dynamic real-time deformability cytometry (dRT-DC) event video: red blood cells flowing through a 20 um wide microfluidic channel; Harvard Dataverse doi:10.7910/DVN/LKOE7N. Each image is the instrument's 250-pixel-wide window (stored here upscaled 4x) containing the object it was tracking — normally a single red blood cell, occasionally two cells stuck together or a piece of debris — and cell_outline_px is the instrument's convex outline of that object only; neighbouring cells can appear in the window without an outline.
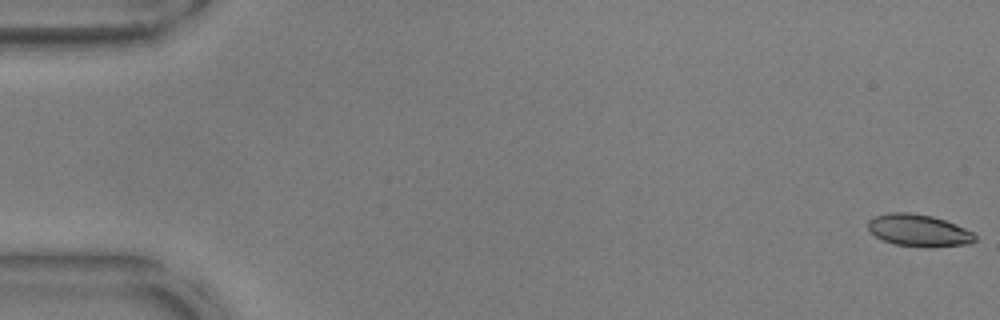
{"species": "common noctule bat (a hibernating species)", "species_latin": "Nyctalus noctula", "temperature_condition": "warm", "stored_images_in_passage": 54, "camera_frame_rate_fps": 3000, "um_per_image_px": 0.085, "animal": {"sex": "male", "body_mass_g": 17.9, "forearm_length_mm": 54.2}, "frame": {"image": 1, "passage_image": 1, "time_ms": 0.0, "image_size_px": [1000, 320], "cell_outline_px": [[976, 240], [968, 244], [928, 248], [924, 248], [896, 244], [884, 240], [876, 236], [868, 228], [868, 220], [876, 216], [888, 212], [912, 212], [932, 216], [956, 224], [972, 232], [976, 236]], "centroid_in_image_um": [78.1, 19.59], "position_along_channel_um": 6.9, "area_um2": 20.06}}
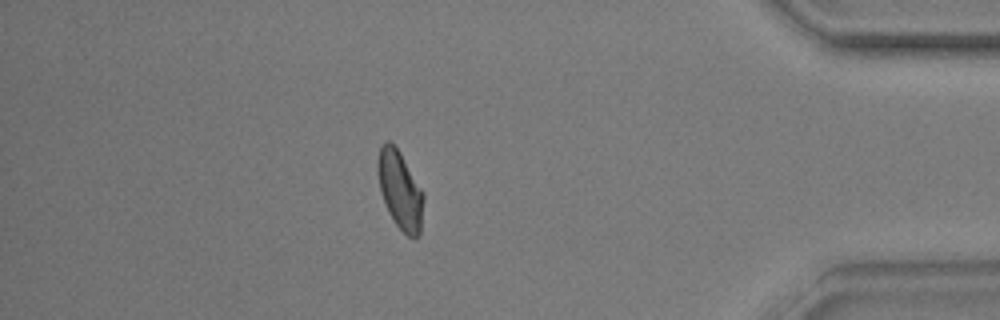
{"frame": {"image": 2, "passage_image": 47, "time_ms": 15.333, "image_size_px": [1000, 320], "cell_outline_px": [[424, 200], [420, 236], [408, 236], [396, 224], [388, 212], [380, 192], [376, 172], [376, 160], [380, 148], [384, 140], [388, 140], [400, 152], [424, 192]], "centroid_in_image_um": [33.99, 16.13], "position_along_channel_um": 401.2, "area_um2": 21.1}}
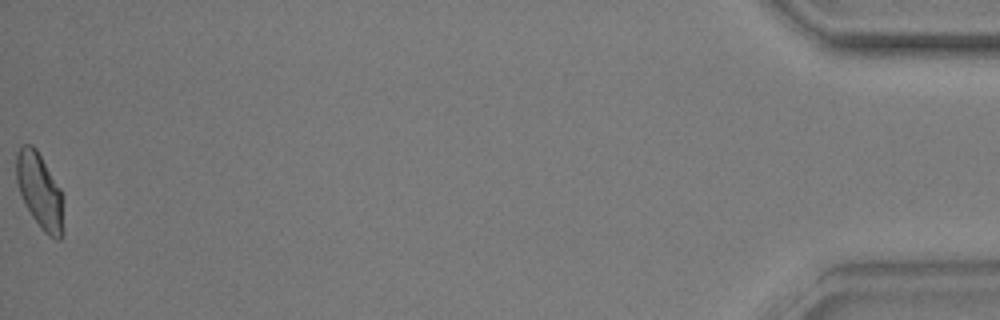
{"frame": {"image": 3, "passage_image": 54, "time_ms": 17.667, "image_size_px": [1000, 320], "cell_outline_px": [[64, 232], [60, 240], [56, 240], [48, 236], [40, 228], [32, 216], [20, 192], [16, 180], [16, 152], [24, 144], [32, 144], [36, 148], [60, 188]], "centroid_in_image_um": [3.38, 16.25], "position_along_channel_um": 431.8, "area_um2": 20.52}, "authors_computed_cell_mechanics": {"area_um2": 20.5479, "velocity_mm_per_s": 3.7914, "shape_relaxation_time_tau1_ms": 5.1466, "shape_relaxation_time_tau2_ms": 1.6904, "deformation_change_tau1": 0.1447, "deformation_change_tau2": 0.058}}